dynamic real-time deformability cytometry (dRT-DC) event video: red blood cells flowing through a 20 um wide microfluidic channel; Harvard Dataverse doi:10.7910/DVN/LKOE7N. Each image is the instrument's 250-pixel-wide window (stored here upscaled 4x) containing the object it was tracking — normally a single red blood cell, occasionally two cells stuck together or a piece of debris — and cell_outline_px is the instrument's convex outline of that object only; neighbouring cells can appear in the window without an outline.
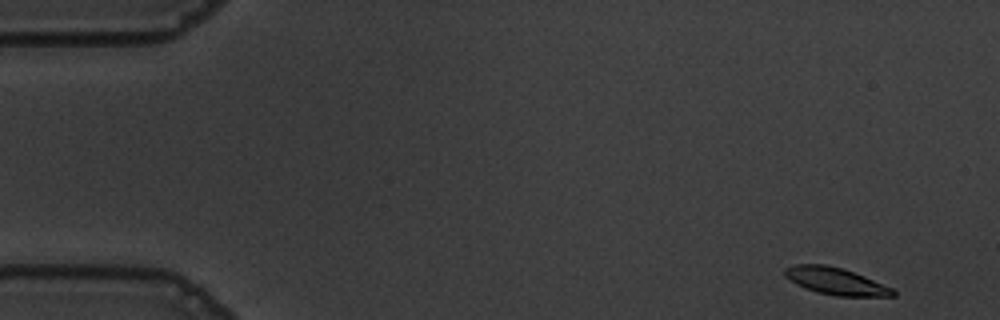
{"species": "common noctule bat (a hibernating species)", "species_latin": "Nyctalus noctula", "temperature_condition": "warm", "stored_images_in_passage": 54, "camera_frame_rate_fps": 3000, "um_per_image_px": 0.085, "animal": {"sex": "male", "body_mass_g": 19.5, "forearm_length_mm": 54.6}, "frame": {"image": 1, "passage_image": 1, "time_ms": 0.0, "image_size_px": [1000, 320], "cell_outline_px": [[896, 296], [836, 296], [816, 292], [804, 288], [796, 284], [784, 276], [784, 268], [796, 264], [824, 264], [840, 268], [864, 276], [892, 288], [896, 292]], "centroid_in_image_um": [71.0, 23.9], "position_along_channel_um": 14.0, "area_um2": 16.94}}
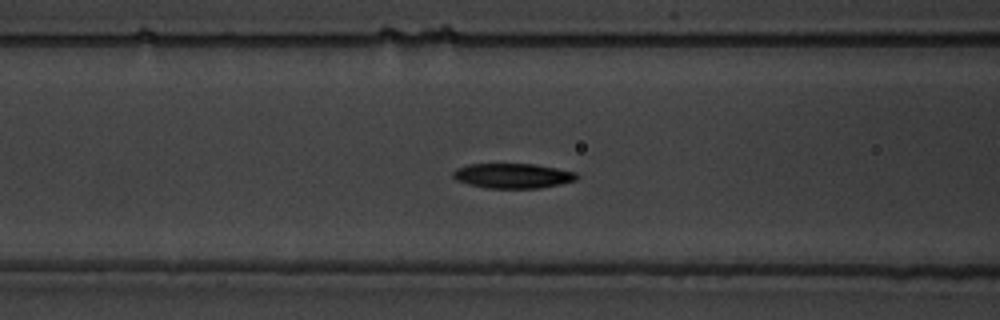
{"frame": {"image": 2, "passage_image": 20, "time_ms": 6.333, "image_size_px": [1000, 320], "cell_outline_px": [[580, 176], [576, 180], [560, 184], [540, 188], [488, 188], [468, 184], [456, 180], [452, 176], [452, 172], [456, 168], [468, 164], [536, 164], [576, 172]], "centroid_in_image_um": [43.58, 14.94], "position_along_channel_um": 123.0, "area_um2": 18.03}}
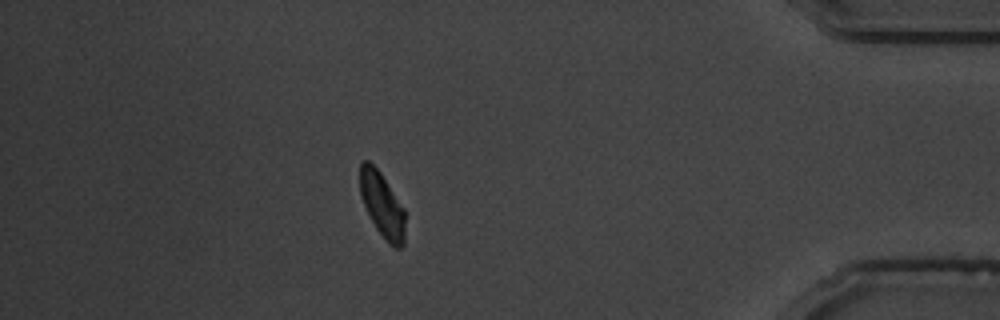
{"frame": {"image": 3, "passage_image": 47, "time_ms": 15.333, "image_size_px": [1000, 320], "cell_outline_px": [[404, 244], [400, 248], [392, 248], [388, 244], [376, 228], [360, 196], [360, 164], [364, 160], [368, 160], [380, 172], [404, 208]], "centroid_in_image_um": [32.48, 17.43], "position_along_channel_um": 402.7, "area_um2": 16.88}, "authors_computed_cell_mechanics": {"area_um2": 18.0625, "velocity_mm_per_s": 3.5789, "shape_relaxation_time_tau1_ms": 2.4108, "shape_relaxation_time_tau2_ms": null, "deformation_change_tau1": 0.116, "deformation_change_tau2": null}}